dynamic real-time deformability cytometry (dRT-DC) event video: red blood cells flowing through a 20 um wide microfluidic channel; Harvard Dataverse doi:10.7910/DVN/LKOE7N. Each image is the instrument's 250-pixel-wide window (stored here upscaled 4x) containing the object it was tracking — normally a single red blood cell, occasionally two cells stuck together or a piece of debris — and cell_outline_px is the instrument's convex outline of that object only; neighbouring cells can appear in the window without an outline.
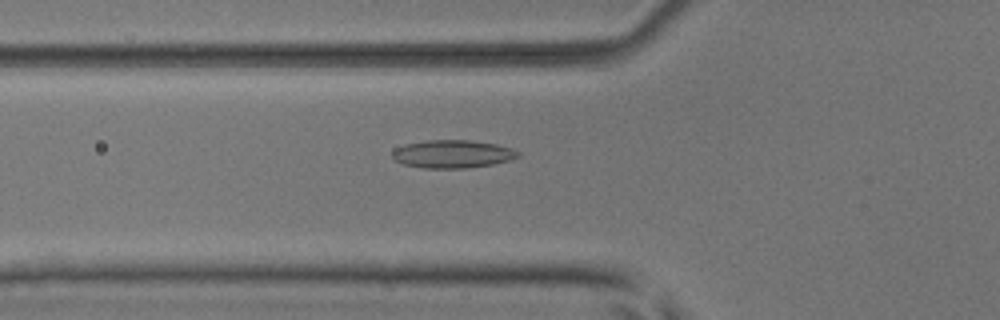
{"species": "common noctule bat (a hibernating species)", "species_latin": "Nyctalus noctula", "temperature_condition": "room temperature", "stored_images_in_passage": 50, "camera_frame_rate_fps": 3000, "um_per_image_px": 0.085, "animal": {"sex": "male", "body_mass_g": 17.9, "forearm_length_mm": 54.2}, "frame": {"image": 1, "passage_image": 18, "time_ms": 5.667, "image_size_px": [1000, 320], "cell_outline_px": [[520, 156], [508, 160], [492, 164], [468, 168], [424, 168], [404, 164], [396, 160], [392, 156], [392, 152], [396, 148], [404, 144], [424, 140], [468, 140], [496, 144], [512, 148], [520, 152]], "centroid_in_image_um": [38.46, 13.08], "position_along_channel_um": 87.3, "area_um2": 20.46}}
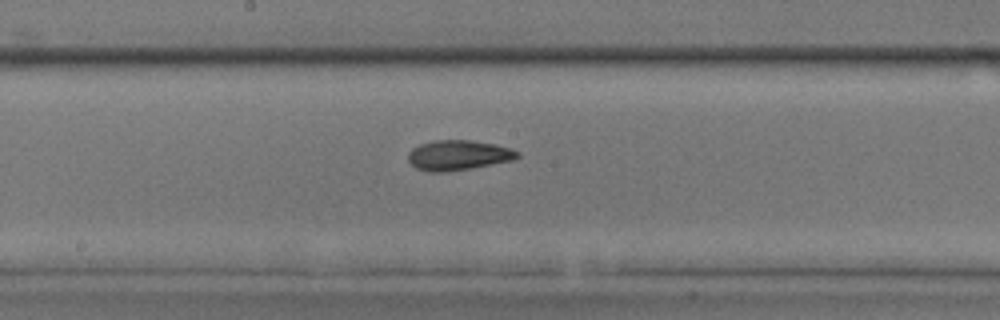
{"frame": {"image": 2, "passage_image": 27, "time_ms": 8.667, "image_size_px": [1000, 320], "cell_outline_px": [[520, 156], [512, 160], [472, 168], [448, 172], [428, 172], [416, 168], [408, 160], [408, 152], [412, 148], [420, 144], [432, 140], [472, 140], [496, 144], [512, 148], [520, 152]], "centroid_in_image_um": [38.96, 13.19], "position_along_channel_um": 209.2, "area_um2": 19.36}}
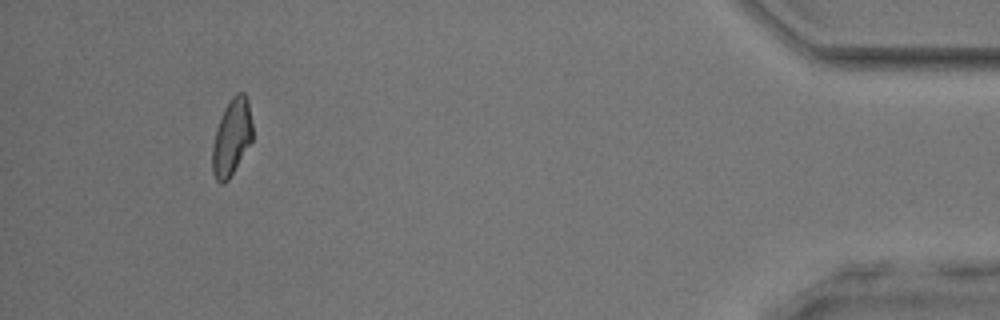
{"frame": {"image": 3, "passage_image": 47, "time_ms": 15.333, "image_size_px": [1000, 320], "cell_outline_px": [[252, 140], [228, 180], [224, 184], [220, 184], [216, 180], [212, 172], [212, 144], [216, 128], [224, 108], [232, 96], [236, 92], [244, 92], [248, 100], [252, 124]], "centroid_in_image_um": [19.67, 11.66], "position_along_channel_um": 415.5, "area_um2": 17.98}, "authors_computed_cell_mechanics": {"area_um2": 18.9295, "velocity_mm_per_s": 4.067, "shape_relaxation_time_tau1_ms": 7.7762, "shape_relaxation_time_tau2_ms": 2.8249, "deformation_change_tau1": 0.1557, "deformation_change_tau2": 0.0871}}